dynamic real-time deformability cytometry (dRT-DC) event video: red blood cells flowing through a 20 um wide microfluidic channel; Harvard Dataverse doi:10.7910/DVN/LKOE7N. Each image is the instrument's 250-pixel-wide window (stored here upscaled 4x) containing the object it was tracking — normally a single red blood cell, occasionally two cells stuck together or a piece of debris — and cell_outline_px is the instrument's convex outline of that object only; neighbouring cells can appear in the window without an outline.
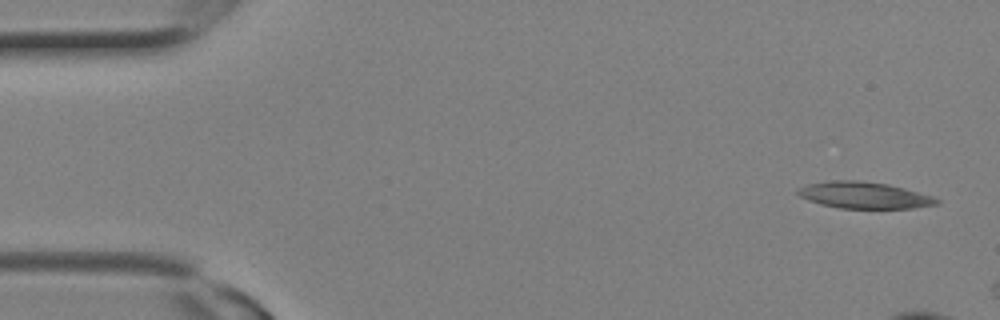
{"species": "Egyptian fruit bat (a non-hibernating species)", "species_latin": "Rousettus aegyptiacus", "temperature_condition": "room temperature", "stored_images_in_passage": 5, "camera_frame_rate_fps": 3000, "um_per_image_px": 0.085, "animal": {"sex": "female"}, "frame": {"image": 1, "passage_image": 1, "time_ms": 0.0, "image_size_px": [1000, 320], "cell_outline_px": [[940, 204], [912, 208], [840, 208], [820, 204], [808, 200], [800, 196], [796, 192], [796, 188], [804, 184], [828, 180], [856, 180], [888, 184], [904, 188], [932, 196], [940, 200]], "centroid_in_image_um": [73.4, 16.58], "position_along_channel_um": 11.6, "area_um2": 21.62}}